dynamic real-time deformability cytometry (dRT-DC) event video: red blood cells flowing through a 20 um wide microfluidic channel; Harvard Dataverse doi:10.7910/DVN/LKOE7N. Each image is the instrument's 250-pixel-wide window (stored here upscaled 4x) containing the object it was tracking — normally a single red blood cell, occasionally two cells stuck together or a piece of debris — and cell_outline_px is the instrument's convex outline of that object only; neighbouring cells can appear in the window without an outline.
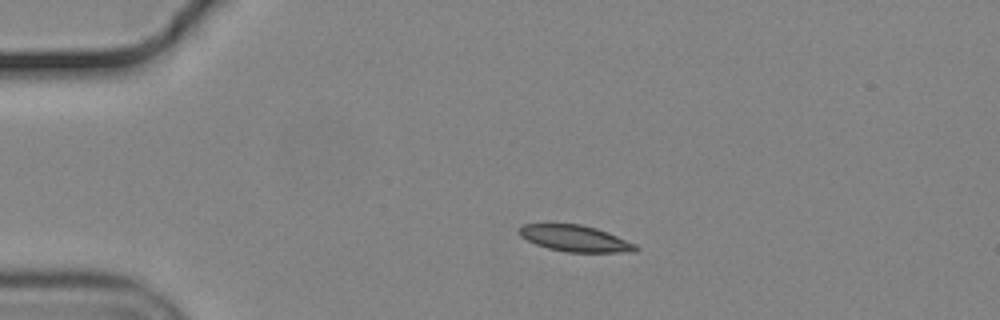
{"species": "common noctule bat (a hibernating species)", "species_latin": "Nyctalus noctula", "temperature_condition": "cold", "stored_images_in_passage": 48, "camera_frame_rate_fps": 3000, "um_per_image_px": 0.085, "animal": {"sex": "male", "body_mass_g": 19.2, "forearm_length_mm": 51.8}, "frame": {"image": 1, "passage_image": 4, "time_ms": 1.0, "image_size_px": [1000, 320], "cell_outline_px": [[640, 248], [636, 252], [568, 252], [548, 248], [536, 244], [520, 236], [520, 228], [524, 224], [580, 224], [596, 228], [608, 232], [636, 244]], "centroid_in_image_um": [48.94, 20.27], "position_along_channel_um": 36.1, "area_um2": 17.74}}
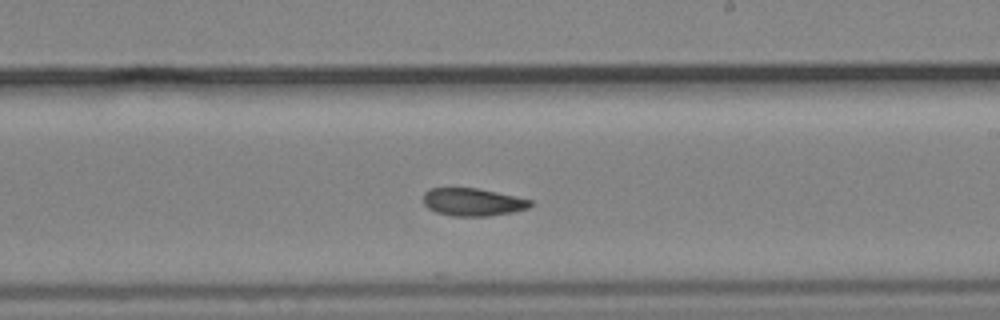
{"frame": {"image": 2, "passage_image": 25, "time_ms": 8.0, "image_size_px": [1000, 320], "cell_outline_px": [[532, 204], [528, 208], [512, 212], [488, 216], [452, 216], [436, 212], [428, 208], [424, 204], [424, 192], [428, 188], [476, 188], [516, 196], [532, 200]], "centroid_in_image_um": [40.17, 17.17], "position_along_channel_um": 248.8, "area_um2": 17.28}}
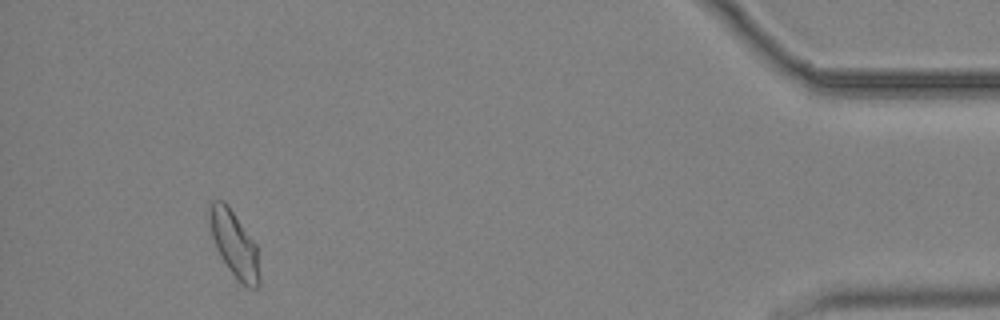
{"frame": {"image": 3, "passage_image": 44, "time_ms": 14.333, "image_size_px": [1000, 320], "cell_outline_px": [[260, 284], [256, 288], [248, 288], [228, 268], [220, 256], [216, 248], [212, 236], [208, 220], [208, 204], [212, 200], [224, 200], [256, 244], [260, 276]], "centroid_in_image_um": [19.89, 20.71], "position_along_channel_um": 415.3, "area_um2": 19.07}, "authors_computed_cell_mechanics": {"area_um2": 18.1203, "velocity_mm_per_s": 3.6634, "shape_relaxation_time_tau1_ms": null, "shape_relaxation_time_tau2_ms": 4.8061, "deformation_change_tau1": null, "deformation_change_tau2": 0.0949}}